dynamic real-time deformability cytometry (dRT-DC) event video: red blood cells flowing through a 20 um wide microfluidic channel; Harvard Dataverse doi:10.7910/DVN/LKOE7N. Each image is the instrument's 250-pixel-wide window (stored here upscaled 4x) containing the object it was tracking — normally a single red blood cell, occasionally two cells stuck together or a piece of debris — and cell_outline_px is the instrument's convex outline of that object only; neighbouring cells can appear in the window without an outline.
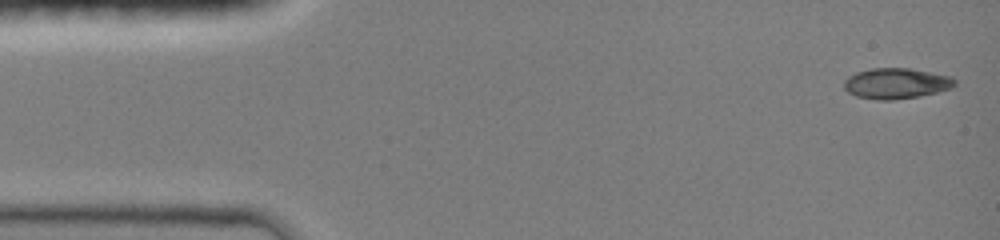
{"species": "common noctule bat (a hibernating species)", "species_latin": "Nyctalus noctula", "temperature_condition": "room temperature", "stored_images_in_passage": 9, "camera_frame_rate_fps": 3000, "um_per_image_px": 0.085, "animal": {"sex": "female", "body_mass_g": 19.0, "forearm_length_mm": 51.5}, "frame": {"image": 1, "passage_image": 1, "time_ms": 0.0, "image_size_px": [1000, 240], "cell_outline_px": [[956, 84], [948, 88], [936, 92], [920, 96], [892, 100], [876, 100], [856, 96], [848, 92], [844, 88], [844, 80], [848, 76], [856, 72], [872, 68], [908, 68], [952, 76], [956, 80]], "centroid_in_image_um": [76.15, 7.09], "position_along_channel_um": 8.9, "area_um2": 19.77}}
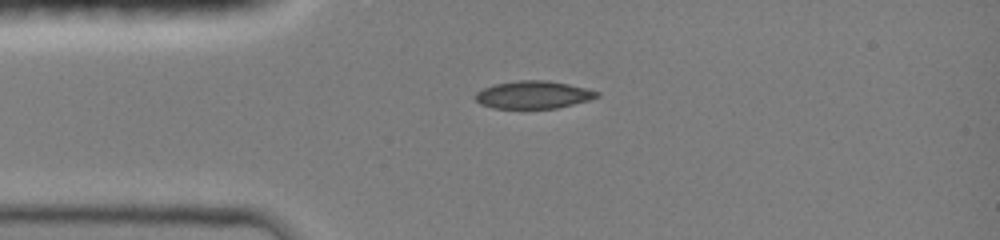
{"frame": {"image": 2, "passage_image": 7, "time_ms": 3.0, "image_size_px": [1000, 240], "cell_outline_px": [[600, 96], [588, 100], [556, 108], [492, 108], [480, 104], [476, 100], [476, 92], [484, 88], [496, 84], [520, 80], [548, 80], [568, 84], [600, 92]], "centroid_in_image_um": [45.33, 8.05], "position_along_channel_um": 39.7, "area_um2": 19.36}}
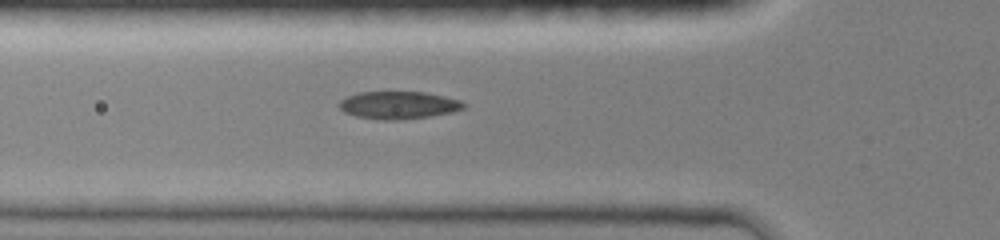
{"frame": {"image": 3, "passage_image": 9, "time_ms": 4.667, "image_size_px": [1000, 240], "cell_outline_px": [[468, 104], [464, 108], [452, 112], [428, 116], [396, 120], [384, 120], [356, 116], [344, 112], [336, 104], [340, 100], [348, 96], [360, 92], [424, 92], [444, 96], [460, 100]], "centroid_in_image_um": [33.87, 8.93], "position_along_channel_um": 91.9, "area_um2": 19.94}}